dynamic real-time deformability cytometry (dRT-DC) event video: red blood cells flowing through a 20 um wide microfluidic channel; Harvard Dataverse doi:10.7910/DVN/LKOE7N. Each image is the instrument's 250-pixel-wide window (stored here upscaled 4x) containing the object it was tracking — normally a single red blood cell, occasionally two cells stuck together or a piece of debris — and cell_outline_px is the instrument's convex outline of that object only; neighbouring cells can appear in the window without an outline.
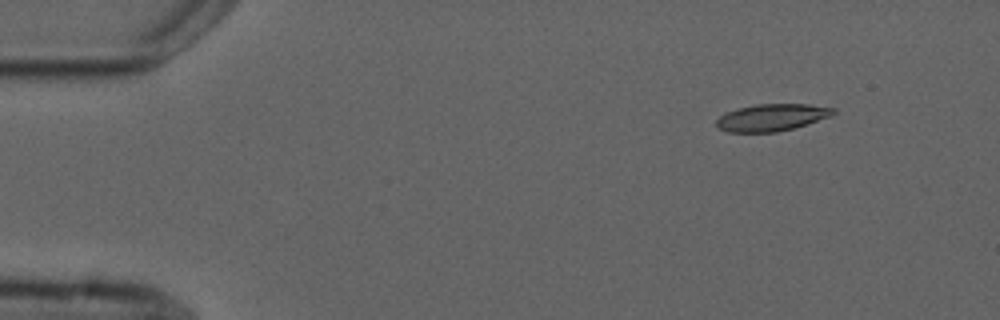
{"species": "common noctule bat (a hibernating species)", "species_latin": "Nyctalus noctula", "temperature_condition": "cold", "stored_images_in_passage": 4, "camera_frame_rate_fps": 3000, "um_per_image_px": 0.085, "animal": {"sex": "male", "forearm_length_mm": 52.5}, "frame": {"image": 1, "passage_image": 2, "time_ms": 1.667, "image_size_px": [1000, 320], "cell_outline_px": [[836, 112], [832, 116], [792, 128], [776, 132], [728, 132], [716, 128], [716, 120], [724, 112], [756, 104], [808, 104], [836, 108]], "centroid_in_image_um": [65.58, 9.98], "position_along_channel_um": 19.4, "area_um2": 18.44}}
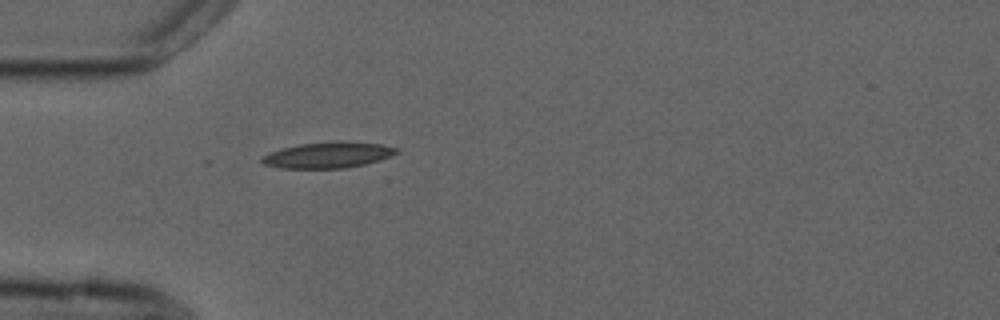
{"frame": {"image": 2, "passage_image": 4, "time_ms": 5.0, "image_size_px": [1000, 320], "cell_outline_px": [[400, 152], [392, 156], [380, 160], [364, 164], [344, 168], [280, 168], [264, 164], [260, 160], [260, 156], [268, 152], [300, 144], [380, 144], [400, 148]], "centroid_in_image_um": [27.85, 13.23], "position_along_channel_um": 57.2, "area_um2": 19.42}}